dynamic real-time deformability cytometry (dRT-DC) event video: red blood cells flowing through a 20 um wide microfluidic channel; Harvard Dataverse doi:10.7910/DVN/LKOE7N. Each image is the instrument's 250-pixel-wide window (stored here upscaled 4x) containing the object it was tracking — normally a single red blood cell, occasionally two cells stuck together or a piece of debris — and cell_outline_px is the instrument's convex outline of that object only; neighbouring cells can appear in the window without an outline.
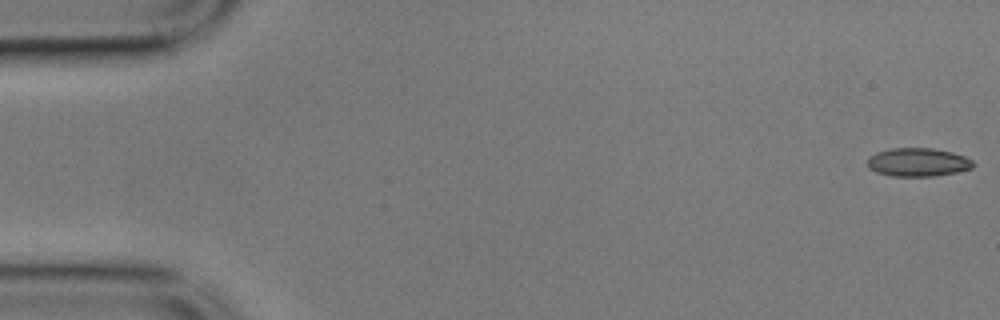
{"species": "common noctule bat (a hibernating species)", "species_latin": "Nyctalus noctula", "temperature_condition": "cold", "stored_images_in_passage": 12, "camera_frame_rate_fps": 3000, "um_per_image_px": 0.085, "animal": {"sex": "male", "body_mass_g": 17.9}, "frame": {"image": 1, "passage_image": 1, "time_ms": 0.0, "image_size_px": [1000, 320], "cell_outline_px": [[976, 164], [972, 168], [956, 172], [932, 176], [892, 176], [876, 172], [868, 168], [868, 156], [876, 152], [892, 148], [932, 148], [952, 152], [964, 156], [972, 160]], "centroid_in_image_um": [78.01, 13.78], "position_along_channel_um": 7.0, "area_um2": 17.57}}